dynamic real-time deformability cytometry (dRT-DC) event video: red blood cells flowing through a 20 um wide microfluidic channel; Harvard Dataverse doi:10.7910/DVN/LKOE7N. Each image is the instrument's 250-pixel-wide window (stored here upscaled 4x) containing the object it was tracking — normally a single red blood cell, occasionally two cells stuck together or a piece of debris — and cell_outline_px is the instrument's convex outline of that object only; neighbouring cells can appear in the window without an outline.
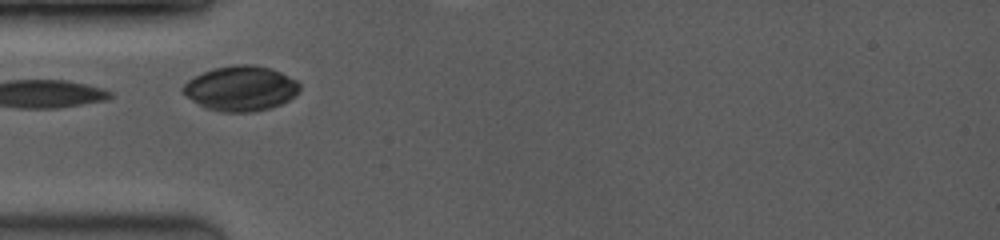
{"species": "common noctule bat (a hibernating species)", "species_latin": "Nyctalus noctula", "temperature_condition": "room temperature", "stored_images_in_passage": 15, "camera_frame_rate_fps": 3500, "um_per_image_px": 0.085, "animal": {"sex": "female", "body_mass_g": 19.0, "forearm_length_mm": 53.3}, "frame": {"image": 1, "passage_image": 1, "time_ms": 0.0, "image_size_px": [1000, 240], "cell_outline_px": [[300, 92], [288, 100], [272, 108], [252, 112], [220, 112], [204, 108], [180, 92], [180, 88], [188, 80], [212, 68], [236, 64], [252, 64], [268, 68], [280, 72], [296, 80], [300, 84]], "centroid_in_image_um": [20.44, 7.53], "position_along_channel_um": 64.6, "area_um2": 30.81}}